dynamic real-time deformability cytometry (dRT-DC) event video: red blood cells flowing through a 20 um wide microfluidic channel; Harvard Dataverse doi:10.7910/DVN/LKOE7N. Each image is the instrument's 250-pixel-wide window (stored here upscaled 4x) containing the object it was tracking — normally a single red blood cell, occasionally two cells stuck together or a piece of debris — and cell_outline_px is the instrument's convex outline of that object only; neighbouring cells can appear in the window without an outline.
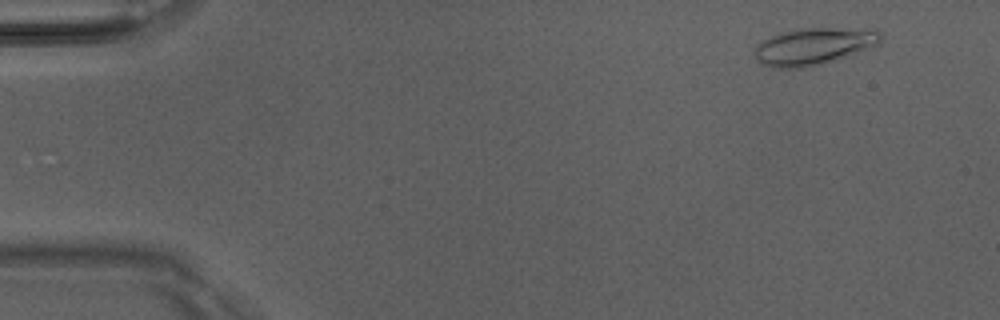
{"species": "Egyptian fruit bat (a non-hibernating species)", "species_latin": "Rousettus aegyptiacus", "temperature_condition": "room temperature", "stored_images_in_passage": 24, "camera_frame_rate_fps": 3000, "um_per_image_px": 0.085, "animal": {"sex": "male"}, "frame": {"image": 1, "passage_image": 4, "time_ms": 1.0, "image_size_px": [1000, 320], "cell_outline_px": [[880, 44], [836, 60], [804, 68], [772, 68], [756, 60], [752, 52], [756, 44], [780, 32], [796, 28], [876, 28], [880, 32]], "centroid_in_image_um": [69.15, 3.92], "position_along_channel_um": 15.8, "area_um2": 27.57}}